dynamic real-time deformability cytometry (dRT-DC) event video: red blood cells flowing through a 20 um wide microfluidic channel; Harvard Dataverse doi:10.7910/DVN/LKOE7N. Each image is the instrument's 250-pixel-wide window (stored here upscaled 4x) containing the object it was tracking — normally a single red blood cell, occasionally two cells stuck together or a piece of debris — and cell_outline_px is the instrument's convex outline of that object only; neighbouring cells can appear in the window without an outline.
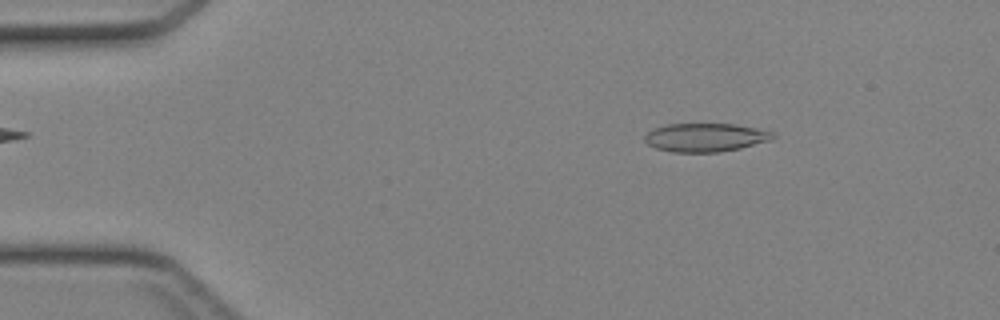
{"species": "Egyptian fruit bat (a non-hibernating species)", "species_latin": "Rousettus aegyptiacus", "temperature_condition": "cold", "stored_images_in_passage": 41, "camera_frame_rate_fps": 3000, "um_per_image_px": 0.085, "animal": {"sex": "female"}, "frame": {"image": 1, "passage_image": 6, "time_ms": 1.667, "image_size_px": [1000, 320], "cell_outline_px": [[776, 136], [772, 140], [740, 148], [720, 152], [672, 152], [656, 148], [648, 144], [644, 140], [644, 136], [652, 128], [668, 124], [736, 124], [756, 128], [772, 132]], "centroid_in_image_um": [59.95, 11.68], "position_along_channel_um": 25.0, "area_um2": 21.33}}
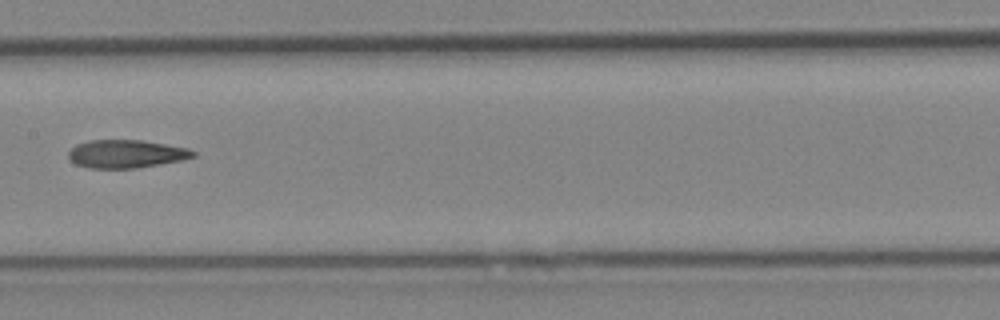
{"frame": {"image": 2, "passage_image": 22, "time_ms": 7.0, "image_size_px": [1000, 320], "cell_outline_px": [[196, 156], [184, 160], [136, 168], [88, 168], [76, 164], [68, 156], [68, 152], [76, 144], [88, 140], [140, 140], [188, 148], [196, 152]], "centroid_in_image_um": [10.73, 13.08], "position_along_channel_um": 196.7, "area_um2": 20.4}}
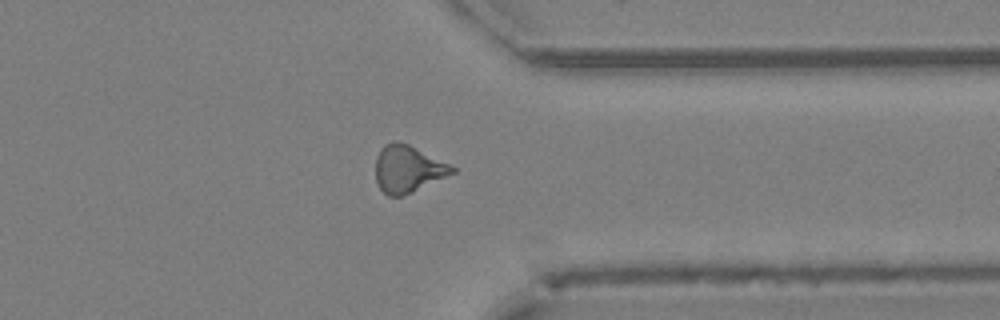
{"frame": {"image": 3, "passage_image": 34, "time_ms": 11.0, "image_size_px": [1000, 320], "cell_outline_px": [[456, 172], [412, 192], [400, 196], [388, 196], [380, 188], [376, 180], [376, 156], [380, 148], [384, 144], [408, 144], [452, 164], [456, 168]], "centroid_in_image_um": [34.7, 14.37], "position_along_channel_um": 376.7, "area_um2": 20.75}}